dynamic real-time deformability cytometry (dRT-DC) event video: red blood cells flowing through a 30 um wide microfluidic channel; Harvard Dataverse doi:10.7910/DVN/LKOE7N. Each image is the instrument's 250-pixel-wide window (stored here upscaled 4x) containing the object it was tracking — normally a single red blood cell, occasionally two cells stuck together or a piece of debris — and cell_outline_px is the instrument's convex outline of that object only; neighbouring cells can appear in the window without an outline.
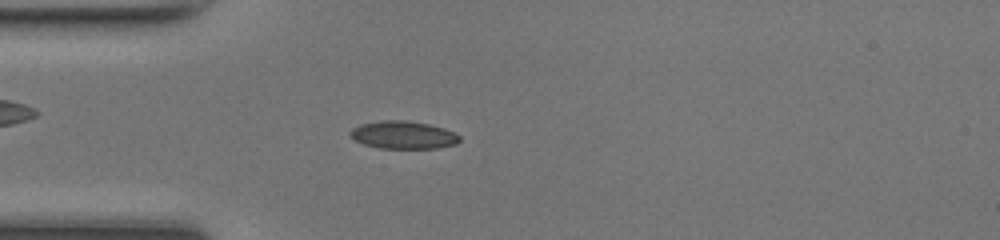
{"species": "common noctule bat (a hibernating species)", "species_latin": "Nyctalus noctula", "temperature_condition": "room temperature", "stored_images_in_passage": 47, "camera_frame_rate_fps": 3000, "um_per_image_px": 0.085, "animal": {"sex": "female", "body_mass_g": 17.0, "forearm_length_mm": 48.0}, "frame": {"image": 1, "passage_image": 13, "time_ms": 4.0, "image_size_px": [1000, 240], "cell_outline_px": [[460, 140], [456, 144], [436, 148], [380, 148], [364, 144], [356, 140], [348, 132], [352, 128], [360, 124], [380, 120], [404, 120], [428, 124], [444, 128], [460, 136]], "centroid_in_image_um": [34.26, 11.46], "position_along_channel_um": 50.7, "area_um2": 17.57}}
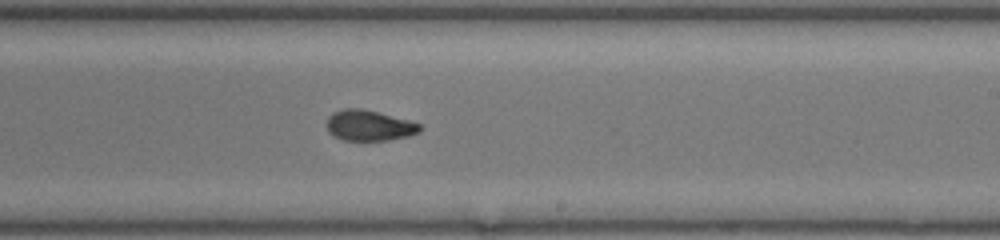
{"frame": {"image": 2, "passage_image": 28, "time_ms": 9.0, "image_size_px": [1000, 240], "cell_outline_px": [[424, 128], [420, 132], [408, 136], [388, 140], [344, 140], [332, 136], [328, 132], [328, 116], [332, 112], [344, 108], [360, 108], [408, 120], [420, 124]], "centroid_in_image_um": [31.37, 10.67], "position_along_channel_um": 257.6, "area_um2": 16.59}}
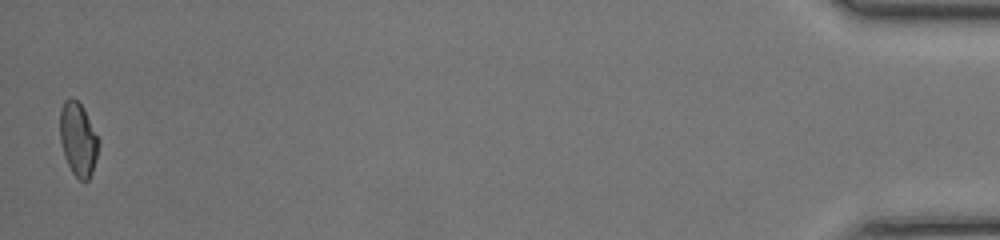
{"frame": {"image": 3, "passage_image": 47, "time_ms": 15.333, "image_size_px": [1000, 240], "cell_outline_px": [[100, 144], [96, 160], [92, 172], [88, 180], [80, 180], [72, 172], [64, 156], [60, 140], [60, 108], [64, 100], [76, 100], [84, 108], [100, 140]], "centroid_in_image_um": [6.65, 11.84], "position_along_channel_um": 428.5, "area_um2": 16.59}, "authors_computed_cell_mechanics": {"area_um2": 16.762, "velocity_mm_per_s": 4.3134, "shape_relaxation_time_tau1_ms": null, "shape_relaxation_time_tau2_ms": 1.3727, "deformation_change_tau1": null, "deformation_change_tau2": 0.0577}}